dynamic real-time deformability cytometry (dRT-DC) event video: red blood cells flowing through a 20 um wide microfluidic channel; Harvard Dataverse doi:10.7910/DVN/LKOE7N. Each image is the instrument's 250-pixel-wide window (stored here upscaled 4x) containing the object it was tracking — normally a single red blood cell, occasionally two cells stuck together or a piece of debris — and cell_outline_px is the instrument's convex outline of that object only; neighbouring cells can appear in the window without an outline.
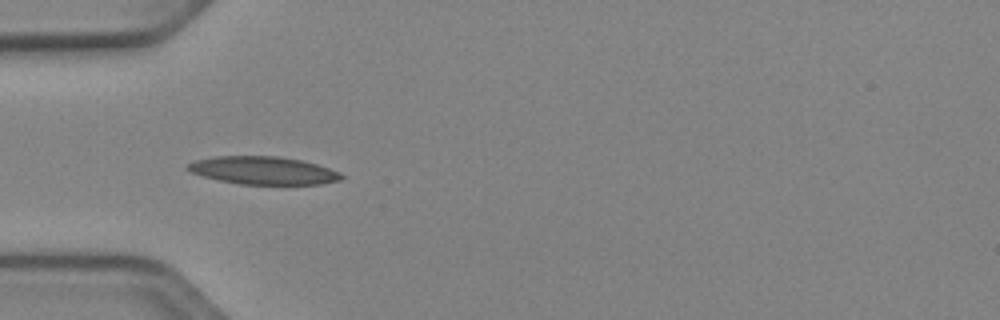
{"species": "Egyptian fruit bat (a non-hibernating species)", "species_latin": "Rousettus aegyptiacus", "temperature_condition": "cold", "stored_images_in_passage": 15, "camera_frame_rate_fps": 3000, "um_per_image_px": 0.085, "animal": {"sex": "female"}, "frame": {"image": 1, "passage_image": 5, "time_ms": 1.333, "image_size_px": [1000, 320], "cell_outline_px": [[344, 176], [340, 180], [320, 184], [240, 184], [220, 180], [204, 176], [192, 172], [184, 168], [188, 164], [196, 160], [216, 156], [280, 156], [300, 160], [316, 164], [340, 172]], "centroid_in_image_um": [22.38, 14.48], "position_along_channel_um": 62.6, "area_um2": 24.74}}
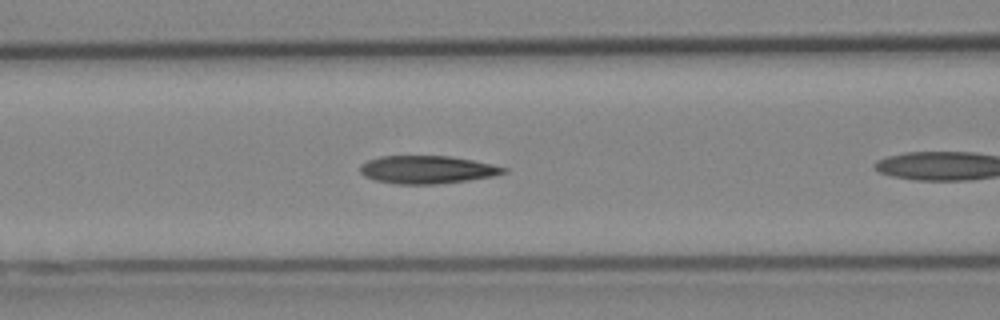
{"frame": {"image": 2, "passage_image": 7, "time_ms": 2.0, "image_size_px": [1000, 320], "cell_outline_px": [[508, 172], [492, 176], [468, 180], [436, 184], [396, 184], [376, 180], [364, 176], [360, 172], [360, 164], [368, 160], [380, 156], [448, 156], [472, 160], [492, 164], [508, 168]], "centroid_in_image_um": [36.3, 14.42], "position_along_channel_um": 130.3, "area_um2": 23.29}}
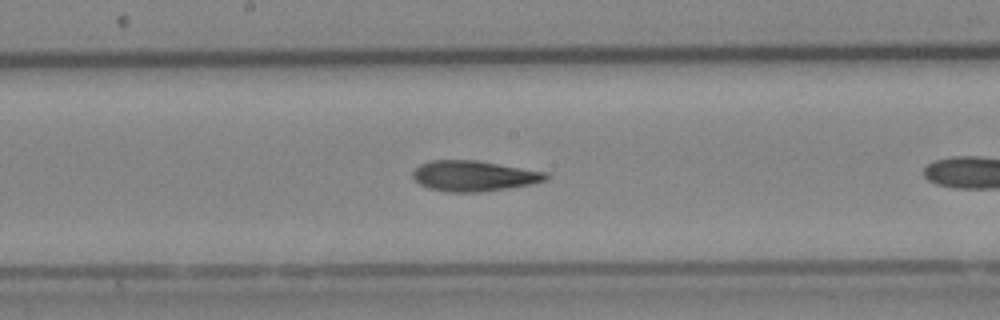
{"frame": {"image": 3, "passage_image": 13, "time_ms": 4.0, "image_size_px": [1000, 320], "cell_outline_px": [[548, 176], [544, 180], [532, 184], [480, 192], [448, 192], [428, 188], [420, 184], [412, 176], [412, 172], [420, 164], [432, 160], [476, 160], [548, 172]], "centroid_in_image_um": [40.26, 14.95], "position_along_channel_um": 207.9, "area_um2": 23.58}}